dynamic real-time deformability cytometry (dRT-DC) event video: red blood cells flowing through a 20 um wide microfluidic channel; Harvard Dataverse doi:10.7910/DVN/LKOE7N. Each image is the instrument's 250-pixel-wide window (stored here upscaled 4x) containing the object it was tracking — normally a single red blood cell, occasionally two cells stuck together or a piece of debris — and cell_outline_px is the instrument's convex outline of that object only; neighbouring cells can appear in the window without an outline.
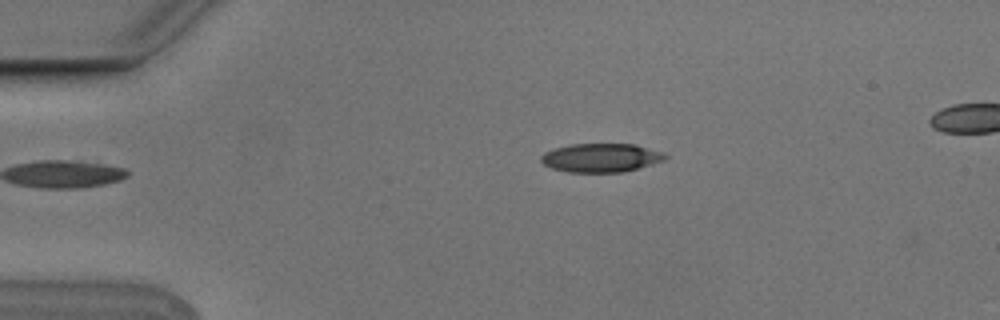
{"species": "Egyptian fruit bat (a non-hibernating species)", "species_latin": "Rousettus aegyptiacus", "temperature_condition": "cold", "stored_images_in_passage": 3, "camera_frame_rate_fps": 3000, "um_per_image_px": 0.085, "animal": {"sex": "male"}, "frame": {"image": 1, "passage_image": 3, "time_ms": 0.667, "image_size_px": [1000, 320], "cell_outline_px": [[668, 156], [664, 160], [624, 172], [568, 172], [552, 168], [544, 164], [540, 160], [540, 156], [544, 152], [568, 144], [636, 144], [664, 152]], "centroid_in_image_um": [51.08, 13.4], "position_along_channel_um": 33.9, "area_um2": 20.81}}